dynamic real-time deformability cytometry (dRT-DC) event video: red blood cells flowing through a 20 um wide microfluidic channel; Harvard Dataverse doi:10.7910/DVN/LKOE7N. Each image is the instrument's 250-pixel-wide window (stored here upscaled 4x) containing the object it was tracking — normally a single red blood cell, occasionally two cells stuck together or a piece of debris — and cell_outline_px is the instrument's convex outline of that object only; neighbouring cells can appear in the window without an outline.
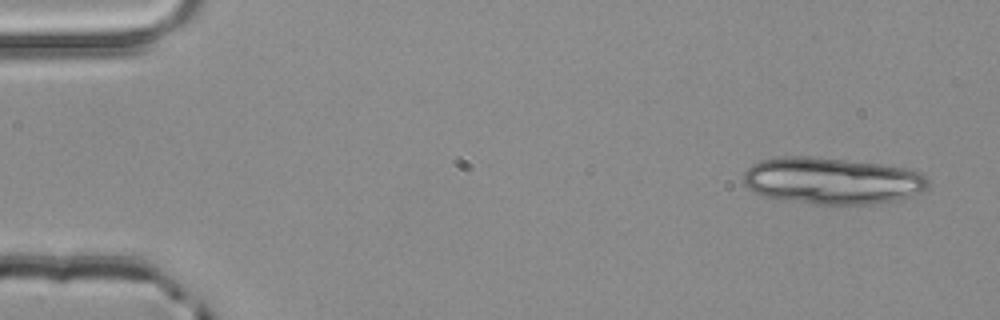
{"species": "common noctule bat (a hibernating species)", "species_latin": "Nyctalus noctula", "temperature_condition": "room temperature", "stored_images_in_passage": 3, "camera_frame_rate_fps": 3000, "um_per_image_px": 0.085, "animal": {"sex": "male", "body_mass_g": 20.4}, "frame": {"image": 1, "passage_image": 1, "time_ms": 0.0, "image_size_px": [1000, 320], "cell_outline_px": [[928, 188], [924, 192], [912, 196], [896, 200], [868, 204], [812, 204], [764, 196], [748, 188], [744, 184], [744, 172], [752, 164], [760, 160], [784, 156], [804, 156], [844, 160], [880, 164], [904, 168], [920, 172], [928, 180]], "centroid_in_image_um": [70.74, 15.37], "position_along_channel_um": 14.3, "area_um2": 50.11}}